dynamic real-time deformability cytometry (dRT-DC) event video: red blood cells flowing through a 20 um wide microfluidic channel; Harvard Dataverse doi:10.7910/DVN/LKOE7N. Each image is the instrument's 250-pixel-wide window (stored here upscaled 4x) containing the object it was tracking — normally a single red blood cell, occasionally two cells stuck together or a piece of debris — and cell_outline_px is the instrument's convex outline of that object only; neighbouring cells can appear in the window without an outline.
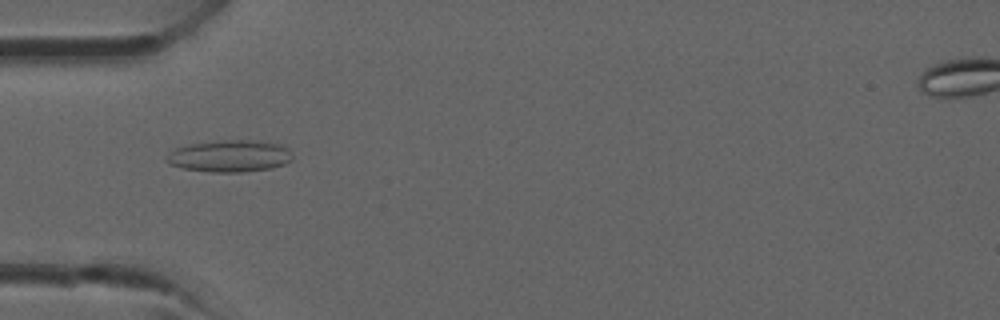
{"species": "common noctule bat (a hibernating species)", "species_latin": "Nyctalus noctula", "temperature_condition": "room temperature", "stored_images_in_passage": 26, "camera_frame_rate_fps": 3000, "um_per_image_px": 0.085, "animal": {"sex": "male", "forearm_length_mm": 52.5}, "frame": {"image": 1, "passage_image": 3, "time_ms": 0.667, "image_size_px": [1000, 320], "cell_outline_px": [[292, 160], [284, 164], [272, 168], [240, 172], [212, 172], [184, 168], [168, 164], [164, 160], [164, 156], [168, 152], [176, 148], [192, 144], [224, 140], [260, 140], [280, 144], [288, 148], [292, 156]], "centroid_in_image_um": [19.52, 13.26], "position_along_channel_um": 65.5, "area_um2": 23.52}}
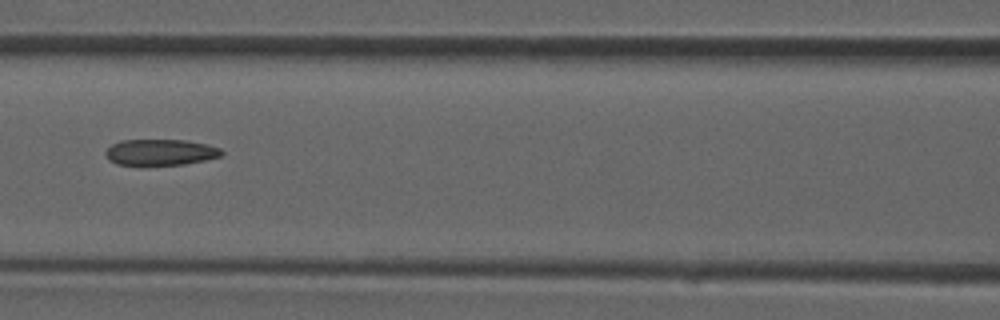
{"frame": {"image": 2, "passage_image": 8, "time_ms": 2.333, "image_size_px": [1000, 320], "cell_outline_px": [[224, 152], [220, 156], [204, 160], [184, 164], [116, 164], [108, 160], [104, 152], [112, 144], [120, 140], [188, 140], [208, 144], [220, 148]], "centroid_in_image_um": [13.64, 12.92], "position_along_channel_um": 153.0, "area_um2": 17.51}}
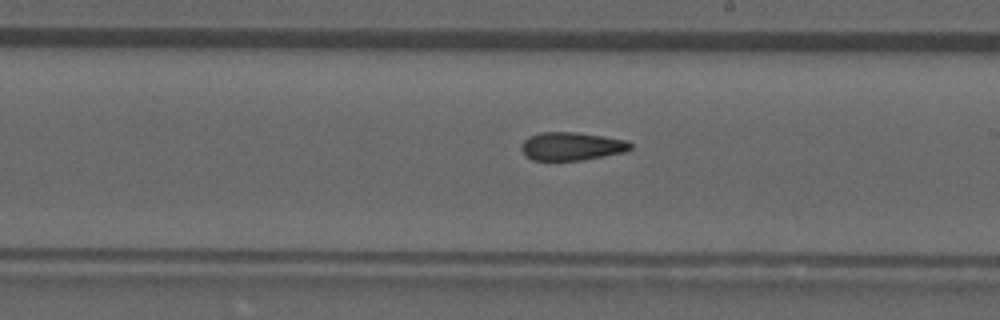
{"frame": {"image": 3, "passage_image": 13, "time_ms": 4.0, "image_size_px": [1000, 320], "cell_outline_px": [[632, 148], [628, 152], [580, 160], [532, 160], [520, 148], [520, 144], [528, 136], [540, 132], [576, 132], [628, 140], [632, 144]], "centroid_in_image_um": [48.61, 12.42], "position_along_channel_um": 240.4, "area_um2": 18.03}}